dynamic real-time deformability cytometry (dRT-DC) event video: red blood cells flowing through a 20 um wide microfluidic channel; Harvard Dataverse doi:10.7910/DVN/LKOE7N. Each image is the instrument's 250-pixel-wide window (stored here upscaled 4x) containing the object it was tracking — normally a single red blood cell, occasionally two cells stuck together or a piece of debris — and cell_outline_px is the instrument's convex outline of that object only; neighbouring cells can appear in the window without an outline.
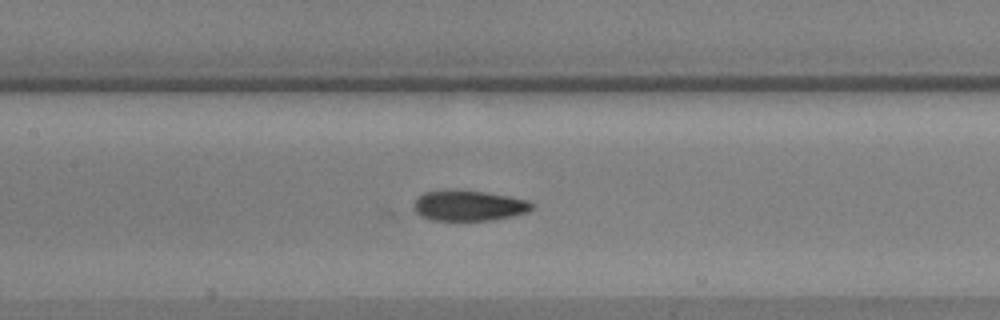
{"species": "common noctule bat (a hibernating species)", "species_latin": "Nyctalus noctula", "temperature_condition": "warm", "stored_images_in_passage": 40, "camera_frame_rate_fps": 3000, "um_per_image_px": 0.085, "animal": {"sex": "male", "body_mass_g": 17.9, "forearm_length_mm": 54.2}, "frame": {"image": 1, "passage_image": 10, "time_ms": 3.0, "image_size_px": [1000, 320], "cell_outline_px": [[536, 204], [528, 212], [512, 216], [492, 220], [432, 220], [420, 216], [416, 212], [412, 204], [424, 192], [448, 188], [456, 188], [484, 192], [508, 196], [528, 200]], "centroid_in_image_um": [39.83, 17.45], "position_along_channel_um": 167.6, "area_um2": 21.39}}
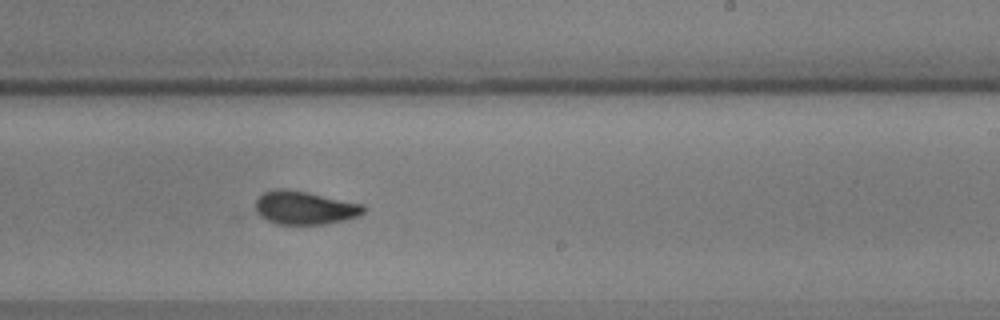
{"frame": {"image": 2, "passage_image": 18, "time_ms": 5.667, "image_size_px": [1000, 320], "cell_outline_px": [[364, 212], [360, 216], [328, 224], [276, 224], [260, 216], [256, 212], [256, 200], [264, 192], [276, 188], [280, 188], [308, 192], [364, 204]], "centroid_in_image_um": [25.91, 17.66], "position_along_channel_um": 263.1, "area_um2": 21.04}}
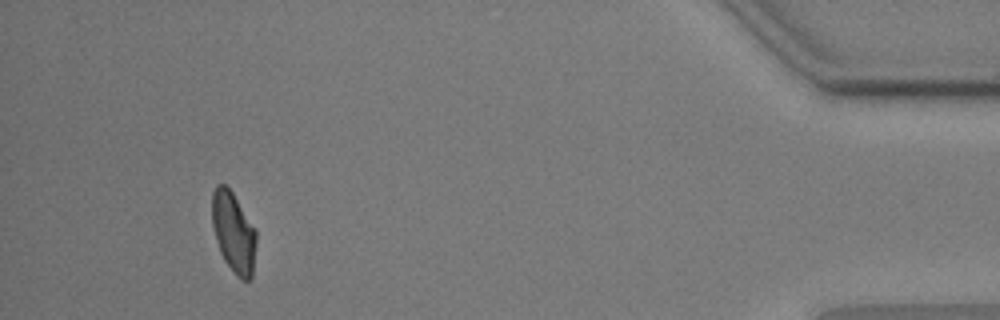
{"frame": {"image": 3, "passage_image": 36, "time_ms": 11.667, "image_size_px": [1000, 320], "cell_outline_px": [[256, 244], [252, 276], [248, 280], [240, 280], [236, 276], [224, 260], [220, 252], [216, 240], [212, 224], [212, 192], [216, 184], [224, 184], [232, 192], [256, 228]], "centroid_in_image_um": [19.85, 19.75], "position_along_channel_um": 415.3, "area_um2": 20.87}, "authors_computed_cell_mechanics": {"area_um2": 21.0392, "velocity_mm_per_s": 3.5804, "shape_relaxation_time_tau1_ms": null, "shape_relaxation_time_tau2_ms": 0.3077, "deformation_change_tau1": null, "deformation_change_tau2": 0.0104}}